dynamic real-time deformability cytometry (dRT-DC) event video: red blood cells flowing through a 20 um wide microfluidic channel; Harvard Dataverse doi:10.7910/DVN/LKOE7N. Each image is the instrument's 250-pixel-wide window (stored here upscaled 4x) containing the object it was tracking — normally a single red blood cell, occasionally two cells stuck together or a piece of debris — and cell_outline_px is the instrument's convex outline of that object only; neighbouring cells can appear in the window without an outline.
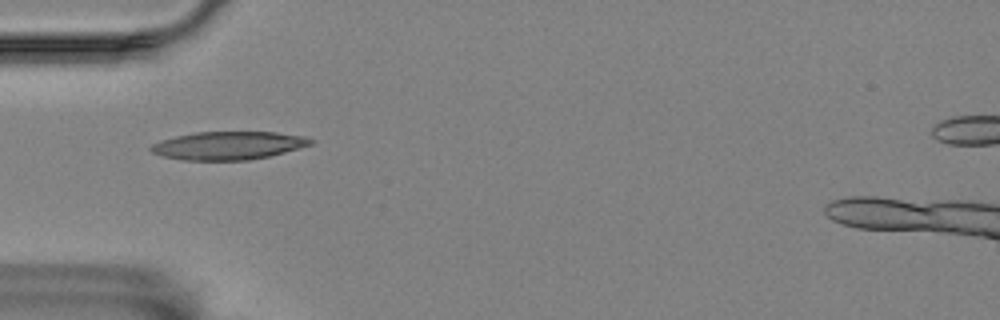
{"species": "Egyptian fruit bat (a non-hibernating species)", "species_latin": "Rousettus aegyptiacus", "temperature_condition": "room temperature", "stored_images_in_passage": 7, "camera_frame_rate_fps": 3000, "um_per_image_px": 0.085, "animal": {"sex": "female"}, "frame": {"image": 1, "passage_image": 1, "time_ms": 0.0, "image_size_px": [1000, 320], "cell_outline_px": [[316, 140], [312, 144], [284, 152], [268, 156], [248, 160], [184, 160], [164, 156], [152, 152], [148, 148], [152, 144], [160, 140], [176, 136], [196, 132], [276, 132], [304, 136]], "centroid_in_image_um": [19.41, 12.36], "position_along_channel_um": 65.6, "area_um2": 26.07}}
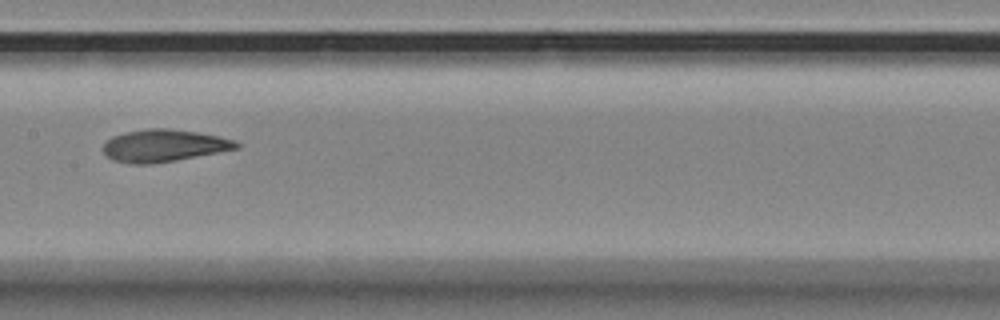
{"frame": {"image": 2, "passage_image": 4, "time_ms": 3.667, "image_size_px": [1000, 320], "cell_outline_px": [[240, 144], [236, 148], [176, 160], [152, 164], [128, 164], [112, 160], [104, 152], [104, 144], [112, 136], [124, 132], [148, 128], [168, 128], [196, 132], [216, 136], [232, 140]], "centroid_in_image_um": [13.84, 12.38], "position_along_channel_um": 193.6, "area_um2": 24.68}}
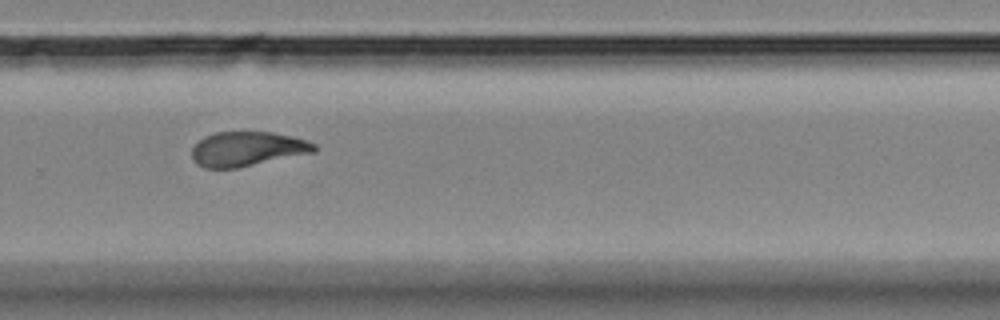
{"frame": {"image": 3, "passage_image": 7, "time_ms": 7.0, "image_size_px": [1000, 320], "cell_outline_px": [[316, 152], [236, 168], [204, 168], [196, 164], [192, 160], [192, 148], [204, 136], [216, 132], [272, 132], [292, 136], [316, 144]], "centroid_in_image_um": [21.0, 12.66], "position_along_channel_um": 308.8, "area_um2": 24.62}}